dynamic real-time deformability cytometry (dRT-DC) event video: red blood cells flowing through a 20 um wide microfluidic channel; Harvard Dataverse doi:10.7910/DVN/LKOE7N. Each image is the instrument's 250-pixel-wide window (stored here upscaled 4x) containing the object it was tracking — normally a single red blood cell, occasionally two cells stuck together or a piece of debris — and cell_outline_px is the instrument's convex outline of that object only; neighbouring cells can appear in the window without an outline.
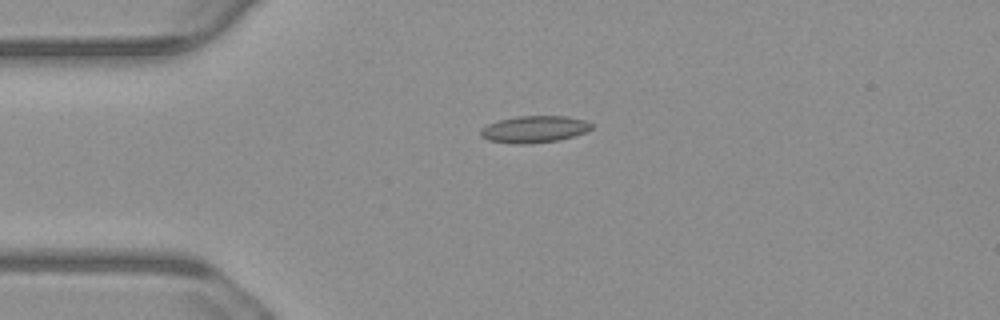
{"species": "common noctule bat (a hibernating species)", "species_latin": "Nyctalus noctula", "temperature_condition": "warm", "stored_images_in_passage": 42, "camera_frame_rate_fps": 3000, "um_per_image_px": 0.085, "animal": {"sex": "male", "body_mass_g": 23.1, "forearm_length_mm": 52.7}, "frame": {"image": 1, "passage_image": 1, "time_ms": 0.0, "image_size_px": [1000, 320], "cell_outline_px": [[592, 128], [584, 132], [560, 140], [528, 144], [516, 144], [488, 140], [480, 136], [480, 128], [488, 124], [500, 120], [516, 116], [568, 116], [584, 120], [592, 124]], "centroid_in_image_um": [45.38, 10.98], "position_along_channel_um": 39.6, "area_um2": 17.34}}
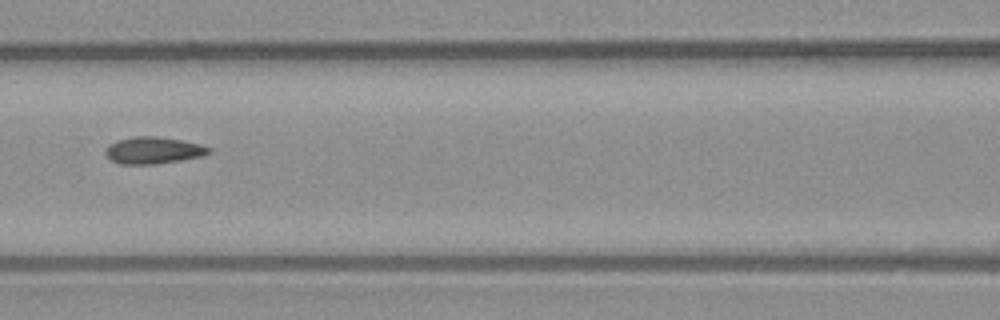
{"frame": {"image": 2, "passage_image": 12, "time_ms": 3.667, "image_size_px": [1000, 320], "cell_outline_px": [[212, 152], [200, 156], [180, 160], [156, 164], [120, 164], [112, 160], [104, 152], [108, 144], [116, 140], [132, 136], [156, 136], [180, 140], [200, 144], [212, 148]], "centroid_in_image_um": [13.01, 12.77], "position_along_channel_um": 153.6, "area_um2": 16.18}}
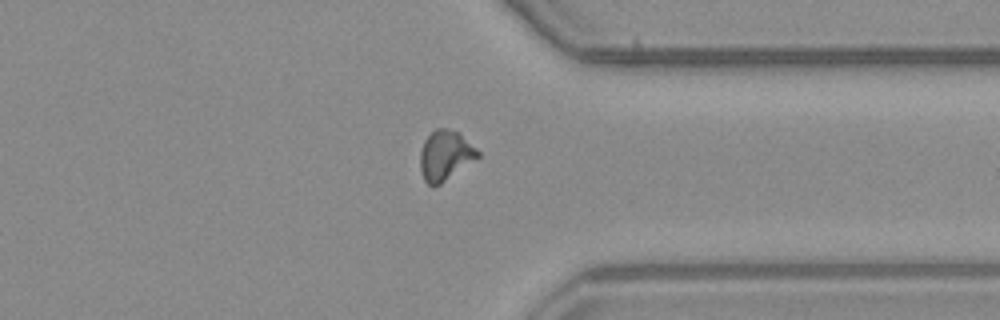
{"frame": {"image": 3, "passage_image": 30, "time_ms": 9.667, "image_size_px": [1000, 320], "cell_outline_px": [[480, 156], [440, 184], [432, 188], [424, 180], [420, 168], [420, 152], [424, 140], [436, 128], [448, 128], [456, 132], [476, 148], [480, 152]], "centroid_in_image_um": [37.82, 13.23], "position_along_channel_um": 373.6, "area_um2": 16.53}, "authors_computed_cell_mechanics": {"area_um2": 15.8372, "velocity_mm_per_s": 3.7477, "shape_relaxation_time_tau1_ms": null, "shape_relaxation_time_tau2_ms": 1.5967, "deformation_change_tau1": null, "deformation_change_tau2": 0.0634}}